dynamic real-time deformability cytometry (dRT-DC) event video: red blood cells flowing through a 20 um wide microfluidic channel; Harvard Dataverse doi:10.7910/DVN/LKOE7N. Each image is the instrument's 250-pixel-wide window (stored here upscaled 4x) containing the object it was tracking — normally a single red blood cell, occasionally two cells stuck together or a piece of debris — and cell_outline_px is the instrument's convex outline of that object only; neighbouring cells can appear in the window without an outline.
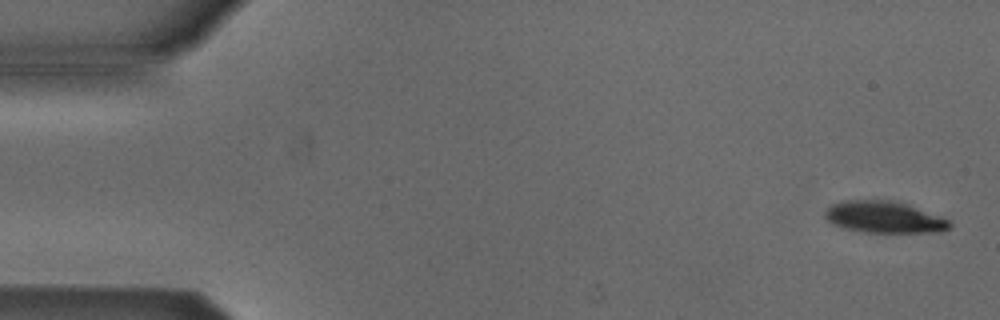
{"species": "Egyptian fruit bat (a non-hibernating species)", "species_latin": "Rousettus aegyptiacus", "temperature_condition": "cold", "stored_images_in_passage": 4, "camera_frame_rate_fps": 3000, "um_per_image_px": 0.085, "animal": {"sex": "male"}, "frame": {"image": 1, "passage_image": 1, "time_ms": 0.0, "image_size_px": [1000, 320], "cell_outline_px": [[952, 224], [948, 228], [940, 232], [864, 232], [844, 228], [832, 224], [824, 216], [824, 212], [832, 204], [844, 200], [892, 200], [908, 204], [940, 216], [948, 220]], "centroid_in_image_um": [75.13, 18.45], "position_along_channel_um": 9.9, "area_um2": 22.95}}
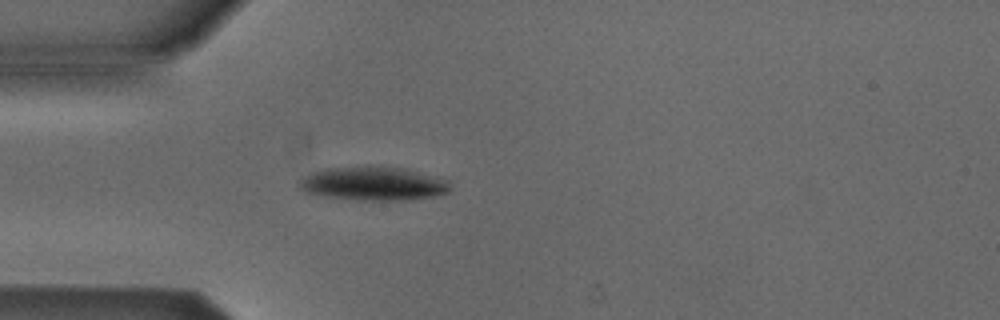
{"frame": {"image": 2, "passage_image": 4, "time_ms": 4.333, "image_size_px": [1000, 320], "cell_outline_px": [[452, 188], [448, 192], [432, 196], [412, 200], [356, 200], [324, 196], [304, 192], [300, 188], [300, 176], [312, 172], [328, 168], [368, 164], [408, 168], [440, 176], [448, 180], [452, 184]], "centroid_in_image_um": [31.79, 15.57], "position_along_channel_um": 53.2, "area_um2": 30.75}}